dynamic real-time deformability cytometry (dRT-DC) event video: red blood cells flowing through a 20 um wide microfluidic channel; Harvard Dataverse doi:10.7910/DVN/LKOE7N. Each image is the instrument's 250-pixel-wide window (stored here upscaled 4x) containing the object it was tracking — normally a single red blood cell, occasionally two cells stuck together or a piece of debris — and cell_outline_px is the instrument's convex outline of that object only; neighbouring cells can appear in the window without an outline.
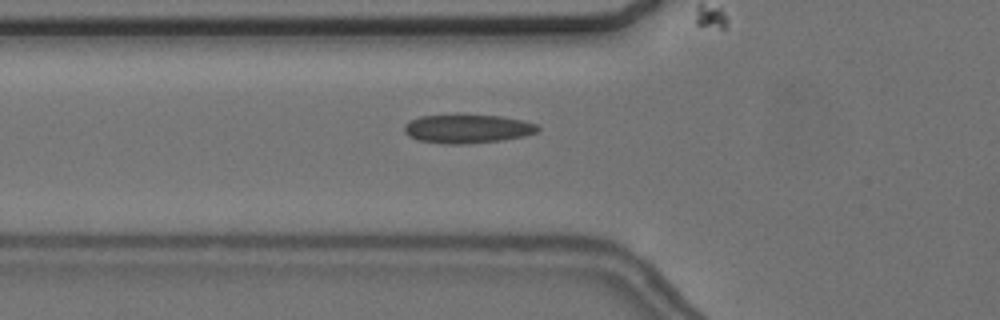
{"species": "common noctule bat (a hibernating species)", "species_latin": "Nyctalus noctula", "temperature_condition": "cold", "stored_images_in_passage": 55, "camera_frame_rate_fps": 3000, "um_per_image_px": 0.085, "animal": {"sex": "female", "body_mass_g": 24.6, "forearm_length_mm": 56.2}, "frame": {"image": 1, "passage_image": 18, "time_ms": 5.667, "image_size_px": [1000, 320], "cell_outline_px": [[540, 128], [536, 132], [524, 136], [504, 140], [468, 144], [444, 144], [416, 140], [408, 136], [404, 132], [404, 124], [420, 116], [456, 112], [500, 116], [524, 120], [540, 124]], "centroid_in_image_um": [39.72, 10.91], "position_along_channel_um": 86.1, "area_um2": 23.47}}
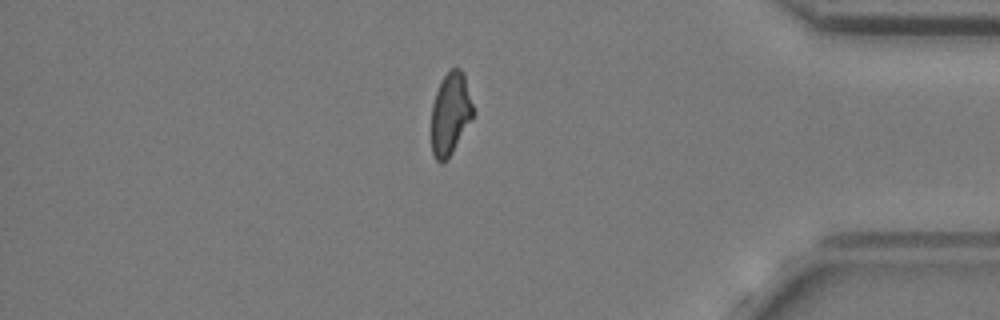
{"frame": {"image": 2, "passage_image": 46, "time_ms": 15.0, "image_size_px": [1000, 320], "cell_outline_px": [[476, 112], [472, 120], [452, 152], [440, 164], [436, 160], [432, 152], [432, 104], [440, 80], [452, 68], [460, 68], [464, 72]], "centroid_in_image_um": [38.32, 9.62], "position_along_channel_um": 396.9, "area_um2": 20.23}}
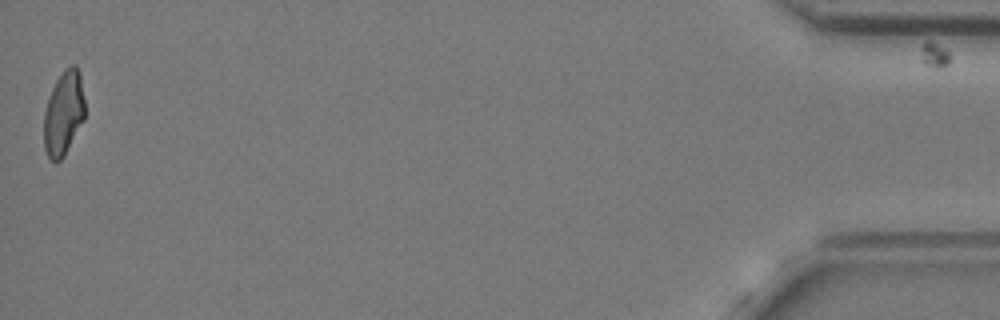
{"frame": {"image": 3, "passage_image": 54, "time_ms": 17.667, "image_size_px": [1000, 320], "cell_outline_px": [[84, 120], [64, 156], [60, 160], [52, 160], [48, 156], [44, 148], [44, 112], [52, 88], [56, 80], [64, 68], [72, 64], [76, 64], [80, 72], [84, 100]], "centroid_in_image_um": [5.41, 9.58], "position_along_channel_um": 429.8, "area_um2": 20.11}}